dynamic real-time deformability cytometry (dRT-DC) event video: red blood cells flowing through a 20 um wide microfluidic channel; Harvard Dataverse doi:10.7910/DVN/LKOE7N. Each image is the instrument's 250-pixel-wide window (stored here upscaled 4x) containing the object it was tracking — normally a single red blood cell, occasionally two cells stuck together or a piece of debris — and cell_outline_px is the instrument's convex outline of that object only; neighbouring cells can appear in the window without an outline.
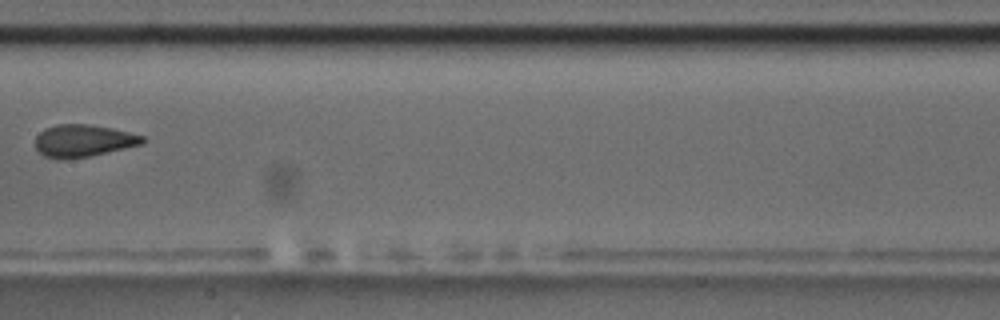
{"species": "common noctule bat (a hibernating species)", "species_latin": "Nyctalus noctula", "temperature_condition": "room temperature", "stored_images_in_passage": 9, "camera_frame_rate_fps": 3000, "um_per_image_px": 0.085, "animal": {"sex": "male", "body_mass_g": 17.5, "forearm_length_mm": 52.3}, "frame": {"image": 1, "passage_image": 9, "time_ms": 10.0, "image_size_px": [1000, 320], "cell_outline_px": [[148, 140], [140, 144], [124, 148], [88, 156], [64, 160], [44, 156], [36, 148], [36, 136], [44, 128], [56, 124], [88, 124], [112, 128], [144, 136]], "centroid_in_image_um": [7.06, 11.95], "position_along_channel_um": 200.3, "area_um2": 20.06}}